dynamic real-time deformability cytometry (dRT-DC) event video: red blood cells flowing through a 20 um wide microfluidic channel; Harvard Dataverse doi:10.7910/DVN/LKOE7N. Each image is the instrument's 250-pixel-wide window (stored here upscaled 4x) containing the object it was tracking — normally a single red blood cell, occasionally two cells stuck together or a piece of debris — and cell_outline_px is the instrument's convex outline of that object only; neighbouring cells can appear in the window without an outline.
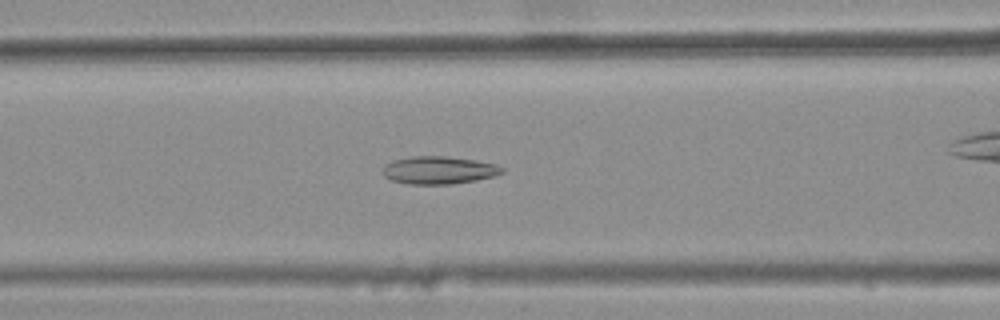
{"species": "common noctule bat (a hibernating species)", "species_latin": "Nyctalus noctula", "temperature_condition": "warm", "stored_images_in_passage": 45, "camera_frame_rate_fps": 3000, "um_per_image_px": 0.085, "animal": {"sex": "female", "body_mass_g": 25.1}, "frame": {"image": 1, "passage_image": 21, "time_ms": 6.667, "image_size_px": [1000, 320], "cell_outline_px": [[504, 172], [496, 176], [476, 180], [448, 184], [408, 184], [392, 180], [384, 176], [380, 172], [384, 164], [392, 160], [412, 156], [444, 156], [476, 160], [496, 164], [504, 168]], "centroid_in_image_um": [37.28, 14.46], "position_along_channel_um": 129.3, "area_um2": 19.48}}
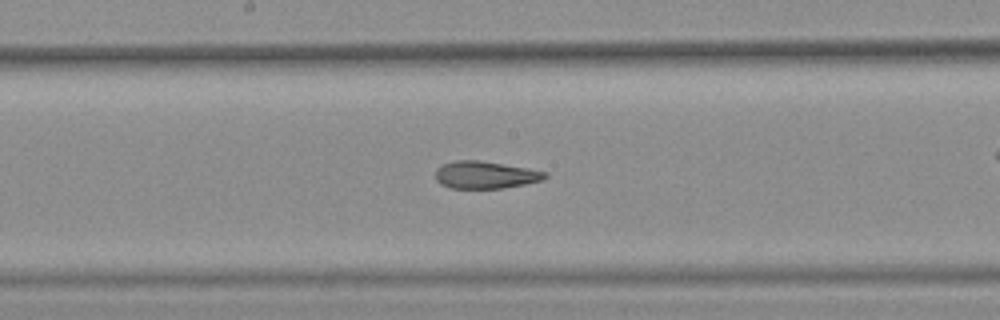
{"frame": {"image": 2, "passage_image": 27, "time_ms": 8.667, "image_size_px": [1000, 320], "cell_outline_px": [[548, 176], [544, 180], [504, 188], [452, 188], [440, 184], [436, 180], [436, 168], [444, 164], [456, 160], [480, 160], [528, 168], [548, 172]], "centroid_in_image_um": [41.28, 14.86], "position_along_channel_um": 206.9, "area_um2": 17.51}}
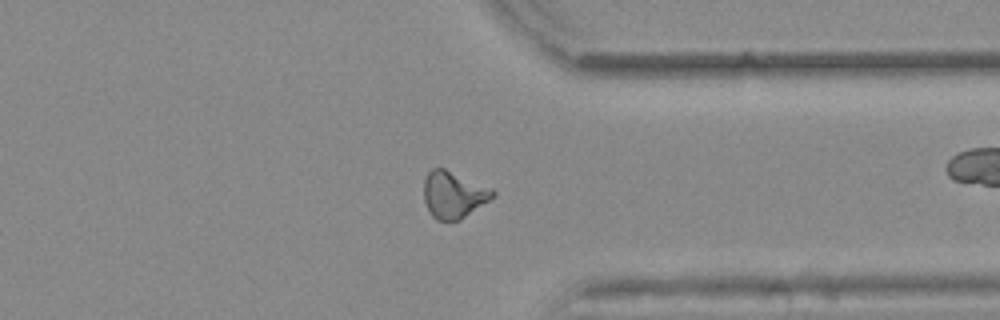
{"frame": {"image": 3, "passage_image": 40, "time_ms": 13.0, "image_size_px": [1000, 320], "cell_outline_px": [[496, 196], [460, 220], [436, 220], [428, 212], [424, 200], [424, 180], [428, 172], [432, 168], [444, 168], [492, 188], [496, 192]], "centroid_in_image_um": [38.55, 16.55], "position_along_channel_um": 372.8, "area_um2": 18.9}, "authors_computed_cell_mechanics": {"area_um2": 18.8428, "velocity_mm_per_s": 3.8942, "shape_relaxation_time_tau1_ms": null, "shape_relaxation_time_tau2_ms": 2.2213, "deformation_change_tau1": null, "deformation_change_tau2": 0.107}}